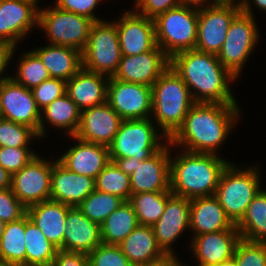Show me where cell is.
Listing matches in <instances>:
<instances>
[{
  "mask_svg": "<svg viewBox=\"0 0 266 266\" xmlns=\"http://www.w3.org/2000/svg\"><path fill=\"white\" fill-rule=\"evenodd\" d=\"M240 110L238 104L196 102L168 141L173 148L219 155L217 151L235 128Z\"/></svg>",
  "mask_w": 266,
  "mask_h": 266,
  "instance_id": "obj_1",
  "label": "cell"
},
{
  "mask_svg": "<svg viewBox=\"0 0 266 266\" xmlns=\"http://www.w3.org/2000/svg\"><path fill=\"white\" fill-rule=\"evenodd\" d=\"M170 66L181 77L195 102L237 104L231 85L237 80L212 53L184 50L170 58Z\"/></svg>",
  "mask_w": 266,
  "mask_h": 266,
  "instance_id": "obj_2",
  "label": "cell"
},
{
  "mask_svg": "<svg viewBox=\"0 0 266 266\" xmlns=\"http://www.w3.org/2000/svg\"><path fill=\"white\" fill-rule=\"evenodd\" d=\"M170 159V191L187 199L214 196L229 160L217 154L180 150Z\"/></svg>",
  "mask_w": 266,
  "mask_h": 266,
  "instance_id": "obj_3",
  "label": "cell"
},
{
  "mask_svg": "<svg viewBox=\"0 0 266 266\" xmlns=\"http://www.w3.org/2000/svg\"><path fill=\"white\" fill-rule=\"evenodd\" d=\"M196 102L181 77L169 66L152 85V120L169 140Z\"/></svg>",
  "mask_w": 266,
  "mask_h": 266,
  "instance_id": "obj_4",
  "label": "cell"
},
{
  "mask_svg": "<svg viewBox=\"0 0 266 266\" xmlns=\"http://www.w3.org/2000/svg\"><path fill=\"white\" fill-rule=\"evenodd\" d=\"M258 169L257 165L240 169L230 162L221 174L214 196L234 225L241 221L248 205L261 190V171Z\"/></svg>",
  "mask_w": 266,
  "mask_h": 266,
  "instance_id": "obj_5",
  "label": "cell"
},
{
  "mask_svg": "<svg viewBox=\"0 0 266 266\" xmlns=\"http://www.w3.org/2000/svg\"><path fill=\"white\" fill-rule=\"evenodd\" d=\"M152 121L154 122L151 117L123 120L112 143L108 146L109 157H134L144 161L159 151L168 139L157 127L155 128ZM162 138L164 140L161 141Z\"/></svg>",
  "mask_w": 266,
  "mask_h": 266,
  "instance_id": "obj_6",
  "label": "cell"
},
{
  "mask_svg": "<svg viewBox=\"0 0 266 266\" xmlns=\"http://www.w3.org/2000/svg\"><path fill=\"white\" fill-rule=\"evenodd\" d=\"M156 43L171 58L184 50L195 49L198 9L186 5L170 9L155 19Z\"/></svg>",
  "mask_w": 266,
  "mask_h": 266,
  "instance_id": "obj_7",
  "label": "cell"
},
{
  "mask_svg": "<svg viewBox=\"0 0 266 266\" xmlns=\"http://www.w3.org/2000/svg\"><path fill=\"white\" fill-rule=\"evenodd\" d=\"M121 57L116 24L104 19L94 22L82 51L83 68L110 78L117 71Z\"/></svg>",
  "mask_w": 266,
  "mask_h": 266,
  "instance_id": "obj_8",
  "label": "cell"
},
{
  "mask_svg": "<svg viewBox=\"0 0 266 266\" xmlns=\"http://www.w3.org/2000/svg\"><path fill=\"white\" fill-rule=\"evenodd\" d=\"M93 23L89 17L63 11L54 5L39 7L38 28L46 33L48 44L69 46L82 52Z\"/></svg>",
  "mask_w": 266,
  "mask_h": 266,
  "instance_id": "obj_9",
  "label": "cell"
},
{
  "mask_svg": "<svg viewBox=\"0 0 266 266\" xmlns=\"http://www.w3.org/2000/svg\"><path fill=\"white\" fill-rule=\"evenodd\" d=\"M255 16L240 12L231 22L221 51L217 54L221 64L236 78L252 54L260 38Z\"/></svg>",
  "mask_w": 266,
  "mask_h": 266,
  "instance_id": "obj_10",
  "label": "cell"
},
{
  "mask_svg": "<svg viewBox=\"0 0 266 266\" xmlns=\"http://www.w3.org/2000/svg\"><path fill=\"white\" fill-rule=\"evenodd\" d=\"M33 157L11 178L13 194L26 207L50 199L53 161Z\"/></svg>",
  "mask_w": 266,
  "mask_h": 266,
  "instance_id": "obj_11",
  "label": "cell"
},
{
  "mask_svg": "<svg viewBox=\"0 0 266 266\" xmlns=\"http://www.w3.org/2000/svg\"><path fill=\"white\" fill-rule=\"evenodd\" d=\"M107 102L123 120L150 118L152 87L110 77Z\"/></svg>",
  "mask_w": 266,
  "mask_h": 266,
  "instance_id": "obj_12",
  "label": "cell"
},
{
  "mask_svg": "<svg viewBox=\"0 0 266 266\" xmlns=\"http://www.w3.org/2000/svg\"><path fill=\"white\" fill-rule=\"evenodd\" d=\"M1 117L32 128L39 137L41 110L32 90L17 83L11 76L0 81Z\"/></svg>",
  "mask_w": 266,
  "mask_h": 266,
  "instance_id": "obj_13",
  "label": "cell"
},
{
  "mask_svg": "<svg viewBox=\"0 0 266 266\" xmlns=\"http://www.w3.org/2000/svg\"><path fill=\"white\" fill-rule=\"evenodd\" d=\"M39 7L28 0H0V43L11 49L38 28Z\"/></svg>",
  "mask_w": 266,
  "mask_h": 266,
  "instance_id": "obj_14",
  "label": "cell"
},
{
  "mask_svg": "<svg viewBox=\"0 0 266 266\" xmlns=\"http://www.w3.org/2000/svg\"><path fill=\"white\" fill-rule=\"evenodd\" d=\"M240 12L234 7L221 5L198 9L195 49L217 55L222 49L231 22Z\"/></svg>",
  "mask_w": 266,
  "mask_h": 266,
  "instance_id": "obj_15",
  "label": "cell"
},
{
  "mask_svg": "<svg viewBox=\"0 0 266 266\" xmlns=\"http://www.w3.org/2000/svg\"><path fill=\"white\" fill-rule=\"evenodd\" d=\"M113 22L122 55H139L157 47L154 19L139 15L131 8Z\"/></svg>",
  "mask_w": 266,
  "mask_h": 266,
  "instance_id": "obj_16",
  "label": "cell"
},
{
  "mask_svg": "<svg viewBox=\"0 0 266 266\" xmlns=\"http://www.w3.org/2000/svg\"><path fill=\"white\" fill-rule=\"evenodd\" d=\"M170 148L168 141L148 159H136L135 171L130 175L132 194L170 191Z\"/></svg>",
  "mask_w": 266,
  "mask_h": 266,
  "instance_id": "obj_17",
  "label": "cell"
},
{
  "mask_svg": "<svg viewBox=\"0 0 266 266\" xmlns=\"http://www.w3.org/2000/svg\"><path fill=\"white\" fill-rule=\"evenodd\" d=\"M169 66L170 58L157 46L139 55H122L113 78L152 87Z\"/></svg>",
  "mask_w": 266,
  "mask_h": 266,
  "instance_id": "obj_18",
  "label": "cell"
},
{
  "mask_svg": "<svg viewBox=\"0 0 266 266\" xmlns=\"http://www.w3.org/2000/svg\"><path fill=\"white\" fill-rule=\"evenodd\" d=\"M152 227L162 251L175 255L172 245L185 230L190 229V199L172 194L163 214Z\"/></svg>",
  "mask_w": 266,
  "mask_h": 266,
  "instance_id": "obj_19",
  "label": "cell"
},
{
  "mask_svg": "<svg viewBox=\"0 0 266 266\" xmlns=\"http://www.w3.org/2000/svg\"><path fill=\"white\" fill-rule=\"evenodd\" d=\"M123 119L106 101L81 110L79 128L75 137L96 144L109 146Z\"/></svg>",
  "mask_w": 266,
  "mask_h": 266,
  "instance_id": "obj_20",
  "label": "cell"
},
{
  "mask_svg": "<svg viewBox=\"0 0 266 266\" xmlns=\"http://www.w3.org/2000/svg\"><path fill=\"white\" fill-rule=\"evenodd\" d=\"M77 144L68 148L57 160L68 170L96 179L97 175L110 162L109 148L69 136Z\"/></svg>",
  "mask_w": 266,
  "mask_h": 266,
  "instance_id": "obj_21",
  "label": "cell"
},
{
  "mask_svg": "<svg viewBox=\"0 0 266 266\" xmlns=\"http://www.w3.org/2000/svg\"><path fill=\"white\" fill-rule=\"evenodd\" d=\"M241 239L238 229H227L194 236L190 248L201 266H216L234 256Z\"/></svg>",
  "mask_w": 266,
  "mask_h": 266,
  "instance_id": "obj_22",
  "label": "cell"
},
{
  "mask_svg": "<svg viewBox=\"0 0 266 266\" xmlns=\"http://www.w3.org/2000/svg\"><path fill=\"white\" fill-rule=\"evenodd\" d=\"M94 190V178L72 172L53 160L50 199L77 207Z\"/></svg>",
  "mask_w": 266,
  "mask_h": 266,
  "instance_id": "obj_23",
  "label": "cell"
},
{
  "mask_svg": "<svg viewBox=\"0 0 266 266\" xmlns=\"http://www.w3.org/2000/svg\"><path fill=\"white\" fill-rule=\"evenodd\" d=\"M63 250L89 254L102 243L98 223L91 221L77 207L66 214Z\"/></svg>",
  "mask_w": 266,
  "mask_h": 266,
  "instance_id": "obj_24",
  "label": "cell"
},
{
  "mask_svg": "<svg viewBox=\"0 0 266 266\" xmlns=\"http://www.w3.org/2000/svg\"><path fill=\"white\" fill-rule=\"evenodd\" d=\"M109 77L83 67L66 82V94L80 110L107 101Z\"/></svg>",
  "mask_w": 266,
  "mask_h": 266,
  "instance_id": "obj_25",
  "label": "cell"
},
{
  "mask_svg": "<svg viewBox=\"0 0 266 266\" xmlns=\"http://www.w3.org/2000/svg\"><path fill=\"white\" fill-rule=\"evenodd\" d=\"M227 229H237L215 196L190 199V230L193 237Z\"/></svg>",
  "mask_w": 266,
  "mask_h": 266,
  "instance_id": "obj_26",
  "label": "cell"
},
{
  "mask_svg": "<svg viewBox=\"0 0 266 266\" xmlns=\"http://www.w3.org/2000/svg\"><path fill=\"white\" fill-rule=\"evenodd\" d=\"M70 208L68 205L49 199L26 208V215L48 241L59 250H63L65 220Z\"/></svg>",
  "mask_w": 266,
  "mask_h": 266,
  "instance_id": "obj_27",
  "label": "cell"
},
{
  "mask_svg": "<svg viewBox=\"0 0 266 266\" xmlns=\"http://www.w3.org/2000/svg\"><path fill=\"white\" fill-rule=\"evenodd\" d=\"M32 51L40 58L52 78L70 80L82 67V52L78 49L48 44Z\"/></svg>",
  "mask_w": 266,
  "mask_h": 266,
  "instance_id": "obj_28",
  "label": "cell"
},
{
  "mask_svg": "<svg viewBox=\"0 0 266 266\" xmlns=\"http://www.w3.org/2000/svg\"><path fill=\"white\" fill-rule=\"evenodd\" d=\"M118 246L133 266L146 264L166 255L157 244L151 226L138 225Z\"/></svg>",
  "mask_w": 266,
  "mask_h": 266,
  "instance_id": "obj_29",
  "label": "cell"
},
{
  "mask_svg": "<svg viewBox=\"0 0 266 266\" xmlns=\"http://www.w3.org/2000/svg\"><path fill=\"white\" fill-rule=\"evenodd\" d=\"M81 110L70 99L67 94L55 99L47 107L41 110L39 122V139L44 138L46 134V123H49L54 129H65V134L74 136L79 128Z\"/></svg>",
  "mask_w": 266,
  "mask_h": 266,
  "instance_id": "obj_30",
  "label": "cell"
},
{
  "mask_svg": "<svg viewBox=\"0 0 266 266\" xmlns=\"http://www.w3.org/2000/svg\"><path fill=\"white\" fill-rule=\"evenodd\" d=\"M138 225L132 205L125 201L100 225L102 243L119 245Z\"/></svg>",
  "mask_w": 266,
  "mask_h": 266,
  "instance_id": "obj_31",
  "label": "cell"
},
{
  "mask_svg": "<svg viewBox=\"0 0 266 266\" xmlns=\"http://www.w3.org/2000/svg\"><path fill=\"white\" fill-rule=\"evenodd\" d=\"M241 239L266 243V190L261 189L236 225Z\"/></svg>",
  "mask_w": 266,
  "mask_h": 266,
  "instance_id": "obj_32",
  "label": "cell"
},
{
  "mask_svg": "<svg viewBox=\"0 0 266 266\" xmlns=\"http://www.w3.org/2000/svg\"><path fill=\"white\" fill-rule=\"evenodd\" d=\"M26 215L6 223L0 239V260L11 266H26Z\"/></svg>",
  "mask_w": 266,
  "mask_h": 266,
  "instance_id": "obj_33",
  "label": "cell"
},
{
  "mask_svg": "<svg viewBox=\"0 0 266 266\" xmlns=\"http://www.w3.org/2000/svg\"><path fill=\"white\" fill-rule=\"evenodd\" d=\"M26 266H51L59 250L26 215Z\"/></svg>",
  "mask_w": 266,
  "mask_h": 266,
  "instance_id": "obj_34",
  "label": "cell"
},
{
  "mask_svg": "<svg viewBox=\"0 0 266 266\" xmlns=\"http://www.w3.org/2000/svg\"><path fill=\"white\" fill-rule=\"evenodd\" d=\"M171 191L131 194L132 205L139 225L153 226L163 214Z\"/></svg>",
  "mask_w": 266,
  "mask_h": 266,
  "instance_id": "obj_35",
  "label": "cell"
},
{
  "mask_svg": "<svg viewBox=\"0 0 266 266\" xmlns=\"http://www.w3.org/2000/svg\"><path fill=\"white\" fill-rule=\"evenodd\" d=\"M125 200L119 196L94 190L77 208L91 221L101 225Z\"/></svg>",
  "mask_w": 266,
  "mask_h": 266,
  "instance_id": "obj_36",
  "label": "cell"
},
{
  "mask_svg": "<svg viewBox=\"0 0 266 266\" xmlns=\"http://www.w3.org/2000/svg\"><path fill=\"white\" fill-rule=\"evenodd\" d=\"M95 189L119 196L129 201L132 194L130 175L119 169L115 162L110 161L95 179Z\"/></svg>",
  "mask_w": 266,
  "mask_h": 266,
  "instance_id": "obj_37",
  "label": "cell"
},
{
  "mask_svg": "<svg viewBox=\"0 0 266 266\" xmlns=\"http://www.w3.org/2000/svg\"><path fill=\"white\" fill-rule=\"evenodd\" d=\"M22 54L16 67V73L14 77L11 76L17 83L32 90L43 81L51 78L47 68L32 50Z\"/></svg>",
  "mask_w": 266,
  "mask_h": 266,
  "instance_id": "obj_38",
  "label": "cell"
},
{
  "mask_svg": "<svg viewBox=\"0 0 266 266\" xmlns=\"http://www.w3.org/2000/svg\"><path fill=\"white\" fill-rule=\"evenodd\" d=\"M38 134L30 127L0 118V147H29Z\"/></svg>",
  "mask_w": 266,
  "mask_h": 266,
  "instance_id": "obj_39",
  "label": "cell"
},
{
  "mask_svg": "<svg viewBox=\"0 0 266 266\" xmlns=\"http://www.w3.org/2000/svg\"><path fill=\"white\" fill-rule=\"evenodd\" d=\"M234 257L238 266H266V243L240 239Z\"/></svg>",
  "mask_w": 266,
  "mask_h": 266,
  "instance_id": "obj_40",
  "label": "cell"
},
{
  "mask_svg": "<svg viewBox=\"0 0 266 266\" xmlns=\"http://www.w3.org/2000/svg\"><path fill=\"white\" fill-rule=\"evenodd\" d=\"M89 266H133L118 245L101 243L88 254Z\"/></svg>",
  "mask_w": 266,
  "mask_h": 266,
  "instance_id": "obj_41",
  "label": "cell"
},
{
  "mask_svg": "<svg viewBox=\"0 0 266 266\" xmlns=\"http://www.w3.org/2000/svg\"><path fill=\"white\" fill-rule=\"evenodd\" d=\"M37 154L29 147H0V165L13 175Z\"/></svg>",
  "mask_w": 266,
  "mask_h": 266,
  "instance_id": "obj_42",
  "label": "cell"
},
{
  "mask_svg": "<svg viewBox=\"0 0 266 266\" xmlns=\"http://www.w3.org/2000/svg\"><path fill=\"white\" fill-rule=\"evenodd\" d=\"M32 93L38 108L43 110L55 99L66 94V81L51 77L34 87Z\"/></svg>",
  "mask_w": 266,
  "mask_h": 266,
  "instance_id": "obj_43",
  "label": "cell"
},
{
  "mask_svg": "<svg viewBox=\"0 0 266 266\" xmlns=\"http://www.w3.org/2000/svg\"><path fill=\"white\" fill-rule=\"evenodd\" d=\"M26 215V207L13 194L12 188L0 190V220L15 222Z\"/></svg>",
  "mask_w": 266,
  "mask_h": 266,
  "instance_id": "obj_44",
  "label": "cell"
},
{
  "mask_svg": "<svg viewBox=\"0 0 266 266\" xmlns=\"http://www.w3.org/2000/svg\"><path fill=\"white\" fill-rule=\"evenodd\" d=\"M134 10L137 14L155 19L159 14L179 7L182 0H135Z\"/></svg>",
  "mask_w": 266,
  "mask_h": 266,
  "instance_id": "obj_45",
  "label": "cell"
},
{
  "mask_svg": "<svg viewBox=\"0 0 266 266\" xmlns=\"http://www.w3.org/2000/svg\"><path fill=\"white\" fill-rule=\"evenodd\" d=\"M54 6L57 8L72 12L75 14L89 17L94 22L102 21L94 14L96 8L100 4L101 0H55ZM103 1V0H102Z\"/></svg>",
  "mask_w": 266,
  "mask_h": 266,
  "instance_id": "obj_46",
  "label": "cell"
},
{
  "mask_svg": "<svg viewBox=\"0 0 266 266\" xmlns=\"http://www.w3.org/2000/svg\"><path fill=\"white\" fill-rule=\"evenodd\" d=\"M51 266H89L88 254L58 250Z\"/></svg>",
  "mask_w": 266,
  "mask_h": 266,
  "instance_id": "obj_47",
  "label": "cell"
},
{
  "mask_svg": "<svg viewBox=\"0 0 266 266\" xmlns=\"http://www.w3.org/2000/svg\"><path fill=\"white\" fill-rule=\"evenodd\" d=\"M16 50V48L11 49L9 46L0 43V81L8 77L4 76L3 73L8 67V64Z\"/></svg>",
  "mask_w": 266,
  "mask_h": 266,
  "instance_id": "obj_48",
  "label": "cell"
},
{
  "mask_svg": "<svg viewBox=\"0 0 266 266\" xmlns=\"http://www.w3.org/2000/svg\"><path fill=\"white\" fill-rule=\"evenodd\" d=\"M110 161L116 163L121 171L127 175H131L135 171L136 158H110Z\"/></svg>",
  "mask_w": 266,
  "mask_h": 266,
  "instance_id": "obj_49",
  "label": "cell"
},
{
  "mask_svg": "<svg viewBox=\"0 0 266 266\" xmlns=\"http://www.w3.org/2000/svg\"><path fill=\"white\" fill-rule=\"evenodd\" d=\"M139 266H182V262H180L176 254H166L160 259Z\"/></svg>",
  "mask_w": 266,
  "mask_h": 266,
  "instance_id": "obj_50",
  "label": "cell"
},
{
  "mask_svg": "<svg viewBox=\"0 0 266 266\" xmlns=\"http://www.w3.org/2000/svg\"><path fill=\"white\" fill-rule=\"evenodd\" d=\"M182 4L186 5V6L200 9V8H204V7H210V6L218 5V0H182ZM207 4H208V6H207Z\"/></svg>",
  "mask_w": 266,
  "mask_h": 266,
  "instance_id": "obj_51",
  "label": "cell"
},
{
  "mask_svg": "<svg viewBox=\"0 0 266 266\" xmlns=\"http://www.w3.org/2000/svg\"><path fill=\"white\" fill-rule=\"evenodd\" d=\"M250 3L252 5H255L256 8H258V10L266 12V0H252L251 2L247 3L246 7L241 12L250 16H254L253 15L254 13L252 11L253 7L251 6Z\"/></svg>",
  "mask_w": 266,
  "mask_h": 266,
  "instance_id": "obj_52",
  "label": "cell"
},
{
  "mask_svg": "<svg viewBox=\"0 0 266 266\" xmlns=\"http://www.w3.org/2000/svg\"><path fill=\"white\" fill-rule=\"evenodd\" d=\"M248 2L249 0H218V5L234 7L242 11L246 7Z\"/></svg>",
  "mask_w": 266,
  "mask_h": 266,
  "instance_id": "obj_53",
  "label": "cell"
},
{
  "mask_svg": "<svg viewBox=\"0 0 266 266\" xmlns=\"http://www.w3.org/2000/svg\"><path fill=\"white\" fill-rule=\"evenodd\" d=\"M11 178L12 175L9 174L1 165H0V190L8 189L11 187Z\"/></svg>",
  "mask_w": 266,
  "mask_h": 266,
  "instance_id": "obj_54",
  "label": "cell"
},
{
  "mask_svg": "<svg viewBox=\"0 0 266 266\" xmlns=\"http://www.w3.org/2000/svg\"><path fill=\"white\" fill-rule=\"evenodd\" d=\"M216 266H238L235 257L225 260Z\"/></svg>",
  "mask_w": 266,
  "mask_h": 266,
  "instance_id": "obj_55",
  "label": "cell"
},
{
  "mask_svg": "<svg viewBox=\"0 0 266 266\" xmlns=\"http://www.w3.org/2000/svg\"><path fill=\"white\" fill-rule=\"evenodd\" d=\"M5 225H6V223L0 220V239L4 233Z\"/></svg>",
  "mask_w": 266,
  "mask_h": 266,
  "instance_id": "obj_56",
  "label": "cell"
},
{
  "mask_svg": "<svg viewBox=\"0 0 266 266\" xmlns=\"http://www.w3.org/2000/svg\"><path fill=\"white\" fill-rule=\"evenodd\" d=\"M0 266H11V265H9V264H7L6 262L0 260Z\"/></svg>",
  "mask_w": 266,
  "mask_h": 266,
  "instance_id": "obj_57",
  "label": "cell"
},
{
  "mask_svg": "<svg viewBox=\"0 0 266 266\" xmlns=\"http://www.w3.org/2000/svg\"><path fill=\"white\" fill-rule=\"evenodd\" d=\"M28 1H30V2H32V3H34L36 6L38 5V3L40 2L39 0H28Z\"/></svg>",
  "mask_w": 266,
  "mask_h": 266,
  "instance_id": "obj_58",
  "label": "cell"
}]
</instances>
